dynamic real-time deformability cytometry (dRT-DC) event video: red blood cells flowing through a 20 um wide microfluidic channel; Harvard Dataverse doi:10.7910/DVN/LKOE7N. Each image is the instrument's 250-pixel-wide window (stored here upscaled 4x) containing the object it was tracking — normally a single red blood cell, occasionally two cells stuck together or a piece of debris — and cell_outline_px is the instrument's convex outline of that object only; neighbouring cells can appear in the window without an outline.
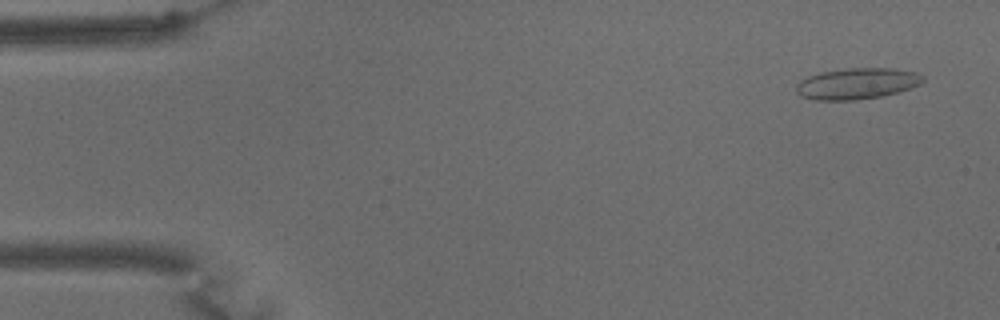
{"species": "common noctule bat (a hibernating species)", "species_latin": "Nyctalus noctula", "temperature_condition": "warm", "stored_images_in_passage": 18, "camera_frame_rate_fps": 3000, "um_per_image_px": 0.085, "animal": {"sex": "male", "body_mass_g": 15.6}, "frame": {"image": 1, "passage_image": 3, "time_ms": 0.667, "image_size_px": [1000, 320], "cell_outline_px": [[924, 80], [920, 84], [896, 92], [880, 96], [856, 100], [816, 100], [800, 96], [796, 92], [796, 84], [800, 80], [808, 76], [820, 72], [848, 68], [892, 68], [916, 72], [924, 76]], "centroid_in_image_um": [72.81, 7.1], "position_along_channel_um": 12.2, "area_um2": 22.95}}
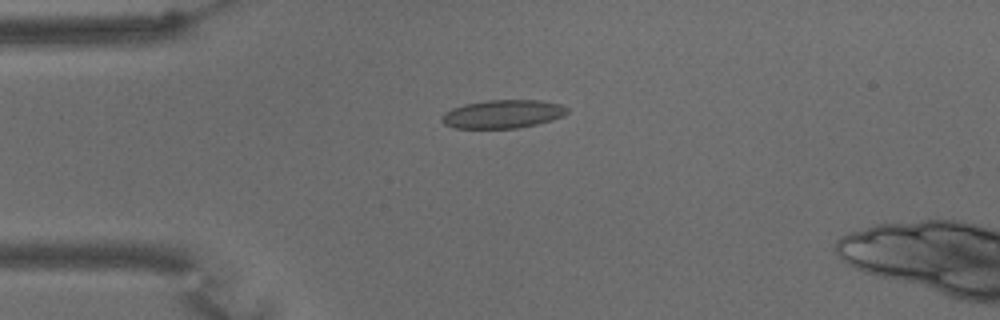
{"frame": {"image": 2, "passage_image": 14, "time_ms": 4.333, "image_size_px": [1000, 320], "cell_outline_px": [[568, 112], [564, 116], [552, 120], [520, 128], [456, 128], [444, 124], [440, 120], [440, 116], [444, 112], [452, 108], [464, 104], [488, 100], [540, 100], [560, 104], [568, 108]], "centroid_in_image_um": [42.72, 9.69], "position_along_channel_um": 42.3, "area_um2": 20.87}}